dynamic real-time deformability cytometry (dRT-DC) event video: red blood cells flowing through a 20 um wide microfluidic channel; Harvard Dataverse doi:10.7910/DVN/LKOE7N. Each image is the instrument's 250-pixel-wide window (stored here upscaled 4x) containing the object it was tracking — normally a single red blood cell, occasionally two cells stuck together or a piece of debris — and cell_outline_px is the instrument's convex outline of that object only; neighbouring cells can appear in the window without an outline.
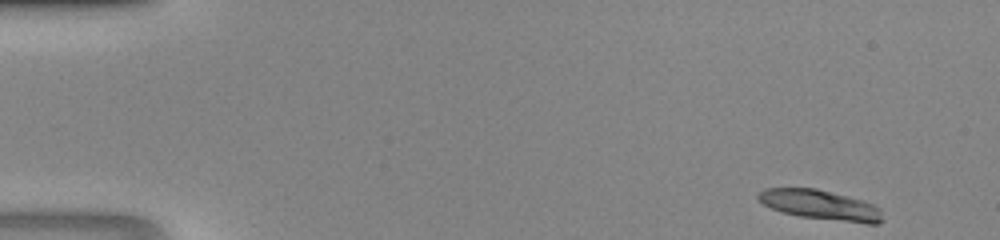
{"species": "human", "species_latin": "Homo sapiens", "temperature_condition": "room temperature", "stored_images_in_passage": 43, "camera_frame_rate_fps": 3000, "um_per_image_px": 0.085, "donor": {"sex": "male"}, "frame": {"image": 1, "passage_image": 1, "time_ms": 0.0, "image_size_px": [1000, 240], "cell_outline_px": [[884, 220], [880, 224], [868, 224], [800, 216], [780, 212], [764, 204], [756, 196], [764, 188], [816, 188], [864, 200], [880, 208]], "centroid_in_image_um": [69.78, 17.42], "position_along_channel_um": 15.2, "area_um2": 21.68}}
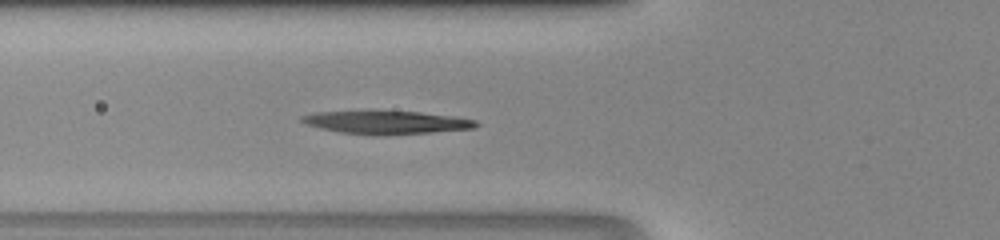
{"frame": {"image": 2, "passage_image": 15, "time_ms": 4.667, "image_size_px": [1000, 240], "cell_outline_px": [[480, 124], [472, 128], [432, 132], [380, 136], [372, 136], [340, 132], [320, 128], [308, 124], [300, 120], [300, 116], [316, 112], [372, 108], [420, 112], [456, 116], [476, 120]], "centroid_in_image_um": [32.79, 10.36], "position_along_channel_um": 93.0, "area_um2": 24.74}}
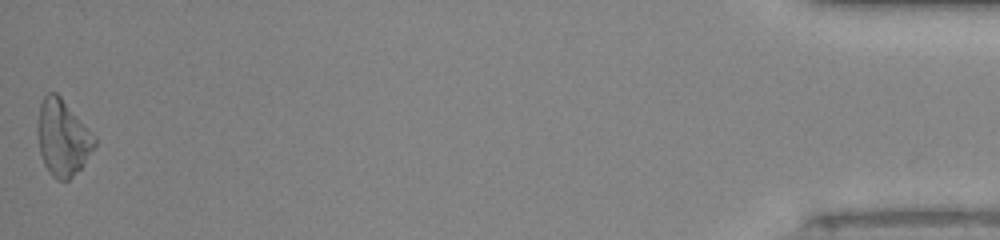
{"frame": {"image": 3, "passage_image": 43, "time_ms": 14.0, "image_size_px": [1000, 240], "cell_outline_px": [[96, 144], [84, 164], [68, 180], [56, 180], [48, 172], [44, 164], [40, 152], [36, 132], [36, 128], [40, 104], [44, 96], [48, 92], [56, 92], [60, 96], [96, 136]], "centroid_in_image_um": [5.31, 11.71], "position_along_channel_um": 429.9, "area_um2": 25.37}}